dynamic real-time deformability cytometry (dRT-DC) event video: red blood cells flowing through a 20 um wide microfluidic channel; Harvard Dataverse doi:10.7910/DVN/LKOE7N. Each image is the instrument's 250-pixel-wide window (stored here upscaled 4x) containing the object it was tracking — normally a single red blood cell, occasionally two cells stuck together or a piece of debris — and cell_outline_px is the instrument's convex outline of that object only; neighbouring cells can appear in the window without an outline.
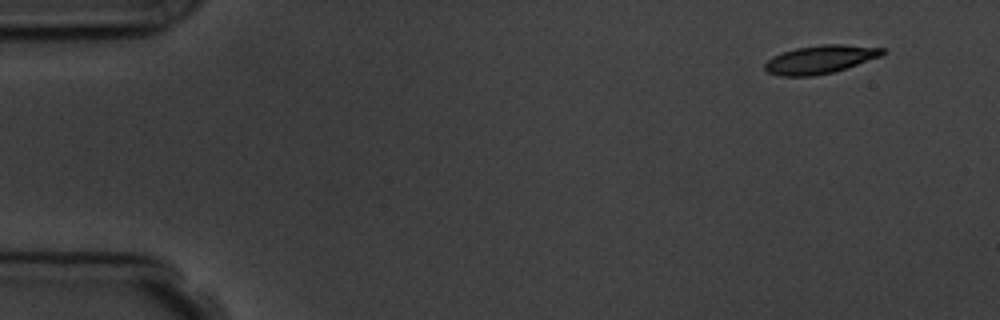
{"species": "common noctule bat (a hibernating species)", "species_latin": "Nyctalus noctula", "temperature_condition": "room temperature", "stored_images_in_passage": 6, "camera_frame_rate_fps": 3000, "um_per_image_px": 0.085, "animal": {"sex": "male", "body_mass_g": 19.5, "forearm_length_mm": 54.6}, "frame": {"image": 1, "passage_image": 1, "time_ms": 0.0, "image_size_px": [1000, 320], "cell_outline_px": [[884, 52], [880, 56], [832, 72], [812, 76], [780, 76], [768, 72], [764, 68], [764, 64], [772, 56], [796, 48], [820, 44], [844, 44], [884, 48]], "centroid_in_image_um": [69.67, 5.04], "position_along_channel_um": 15.3, "area_um2": 19.07}}
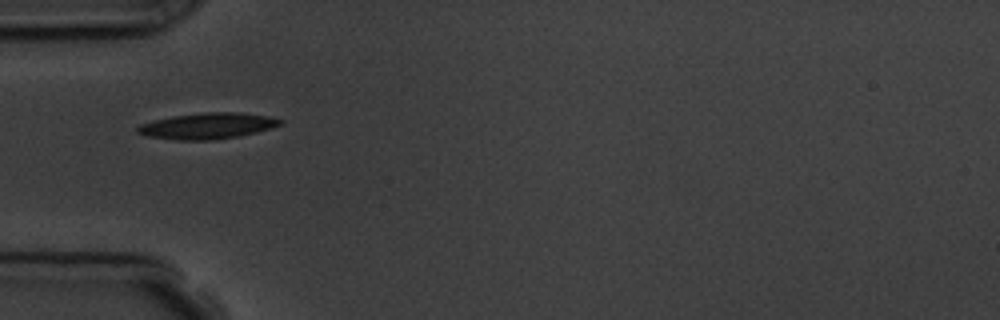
{"frame": {"image": 2, "passage_image": 4, "time_ms": 4.333, "image_size_px": [1000, 320], "cell_outline_px": [[284, 120], [280, 124], [272, 128], [240, 136], [212, 140], [176, 140], [148, 136], [136, 132], [136, 128], [140, 124], [152, 120], [172, 116], [200, 112], [240, 112], [268, 116]], "centroid_in_image_um": [17.62, 10.69], "position_along_channel_um": 67.4, "area_um2": 21.79}}